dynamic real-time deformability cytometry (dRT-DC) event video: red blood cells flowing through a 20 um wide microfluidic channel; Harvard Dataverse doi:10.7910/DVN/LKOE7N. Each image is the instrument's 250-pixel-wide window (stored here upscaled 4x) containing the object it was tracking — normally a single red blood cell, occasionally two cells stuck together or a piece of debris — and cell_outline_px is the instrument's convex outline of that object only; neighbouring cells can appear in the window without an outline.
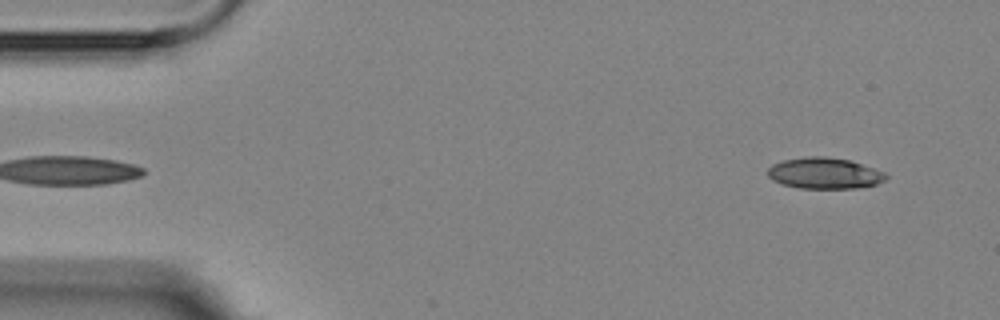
{"species": "Egyptian fruit bat (a non-hibernating species)", "species_latin": "Rousettus aegyptiacus", "temperature_condition": "room temperature", "stored_images_in_passage": 6, "camera_frame_rate_fps": 3000, "um_per_image_px": 0.085, "animal": {"sex": "female"}, "frame": {"image": 1, "passage_image": 6, "time_ms": 5.667, "image_size_px": [1000, 320], "cell_outline_px": [[888, 176], [884, 180], [876, 184], [856, 188], [800, 188], [780, 184], [772, 180], [768, 176], [768, 168], [772, 164], [784, 160], [808, 156], [824, 156], [848, 160], [884, 172]], "centroid_in_image_um": [70.03, 14.73], "position_along_channel_um": 15.0, "area_um2": 21.27}}